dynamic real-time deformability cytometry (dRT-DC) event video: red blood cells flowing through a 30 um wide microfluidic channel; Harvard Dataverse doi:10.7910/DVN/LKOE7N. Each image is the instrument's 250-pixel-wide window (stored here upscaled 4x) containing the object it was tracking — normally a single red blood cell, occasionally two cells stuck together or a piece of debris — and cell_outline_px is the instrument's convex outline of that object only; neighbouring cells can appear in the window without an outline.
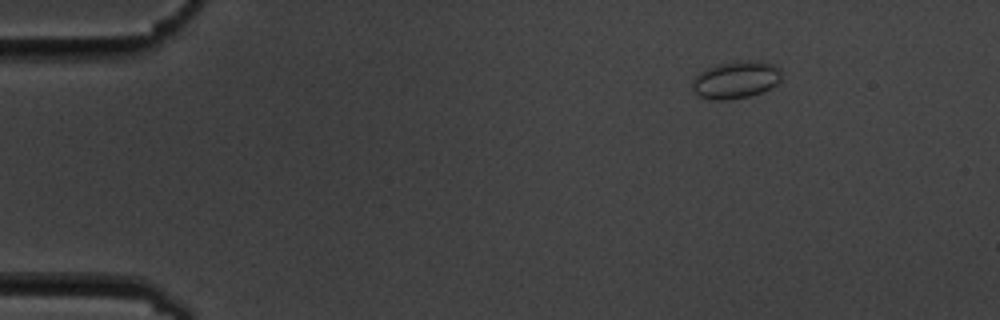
{"species": "common noctule bat (a hibernating species)", "species_latin": "Nyctalus noctula", "temperature_condition": "cold", "stored_images_in_passage": 6, "segment_of_instrument_passage": [2, 2], "camera_frame_rate_fps": 3000, "um_per_image_px": 0.085, "animal": {"sex": "male", "body_mass_g": 19.5, "forearm_length_mm": 54.6}, "frame": {"image": 1, "passage_image": 6, "time_ms": 6.0, "image_size_px": [1000, 320], "cell_outline_px": [[780, 80], [776, 84], [760, 92], [748, 96], [724, 100], [716, 100], [700, 96], [692, 88], [692, 80], [700, 72], [708, 68], [720, 64], [748, 60], [772, 64], [780, 68]], "centroid_in_image_um": [62.53, 6.78], "position_along_channel_um": 22.5, "area_um2": 18.84}}